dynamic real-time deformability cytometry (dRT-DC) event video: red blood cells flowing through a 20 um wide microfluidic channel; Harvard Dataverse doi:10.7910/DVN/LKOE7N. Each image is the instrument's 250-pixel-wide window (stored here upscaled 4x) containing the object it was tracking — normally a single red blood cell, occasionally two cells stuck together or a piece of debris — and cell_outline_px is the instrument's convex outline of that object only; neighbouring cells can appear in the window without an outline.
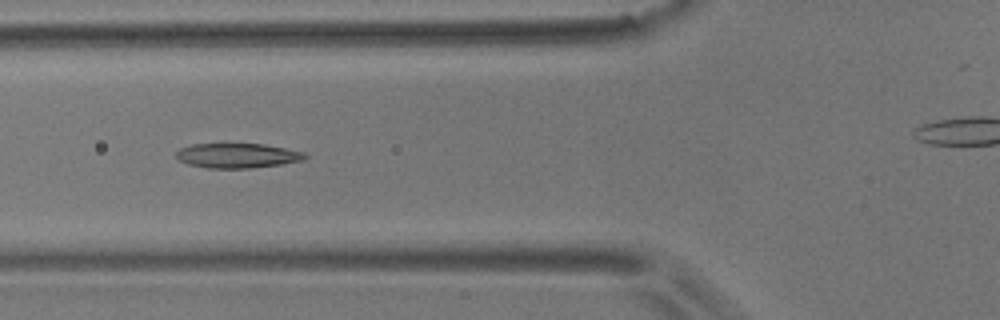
{"species": "common noctule bat (a hibernating species)", "species_latin": "Nyctalus noctula", "temperature_condition": "room temperature", "stored_images_in_passage": 10, "camera_frame_rate_fps": 3000, "um_per_image_px": 0.085, "animal": {"sex": "male", "body_mass_g": 17.9}, "frame": {"image": 1, "passage_image": 6, "time_ms": 5.667, "image_size_px": [1000, 320], "cell_outline_px": [[308, 156], [304, 160], [280, 164], [248, 168], [208, 168], [188, 164], [180, 160], [176, 156], [176, 152], [180, 148], [192, 144], [264, 144], [304, 152]], "centroid_in_image_um": [20.17, 13.22], "position_along_channel_um": 105.6, "area_um2": 18.38}}
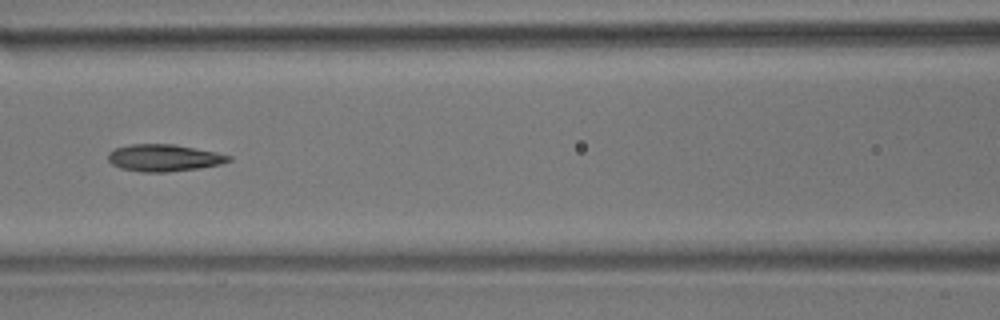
{"frame": {"image": 2, "passage_image": 7, "time_ms": 7.0, "image_size_px": [1000, 320], "cell_outline_px": [[232, 160], [220, 164], [200, 168], [168, 172], [140, 172], [120, 168], [112, 164], [108, 160], [108, 152], [116, 148], [128, 144], [172, 144], [216, 152], [232, 156]], "centroid_in_image_um": [13.92, 13.42], "position_along_channel_um": 152.7, "area_um2": 19.02}}